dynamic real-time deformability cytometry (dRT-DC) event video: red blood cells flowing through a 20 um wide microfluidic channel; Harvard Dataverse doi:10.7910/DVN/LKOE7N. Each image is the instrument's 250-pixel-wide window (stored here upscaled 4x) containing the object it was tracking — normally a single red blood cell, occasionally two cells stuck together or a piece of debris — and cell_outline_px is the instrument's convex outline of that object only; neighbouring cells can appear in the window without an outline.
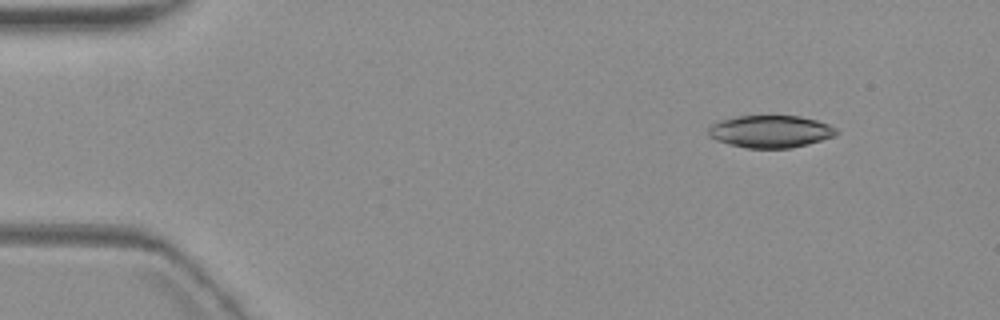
{"species": "common noctule bat (a hibernating species)", "species_latin": "Nyctalus noctula", "temperature_condition": "warm", "stored_images_in_passage": 4, "camera_frame_rate_fps": 3000, "um_per_image_px": 0.085, "animal": {"sex": "female", "body_mass_g": 19.3, "forearm_length_mm": 54.1}, "frame": {"image": 1, "passage_image": 1, "time_ms": 0.0, "image_size_px": [1000, 320], "cell_outline_px": [[840, 132], [836, 136], [808, 144], [788, 148], [748, 148], [716, 140], [708, 136], [708, 128], [716, 120], [736, 116], [800, 116], [816, 120], [828, 124], [836, 128]], "centroid_in_image_um": [65.49, 11.16], "position_along_channel_um": 19.5, "area_um2": 24.22}}
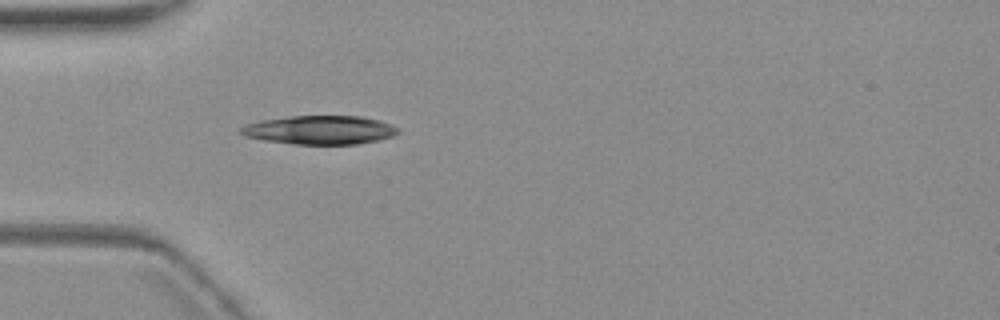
{"frame": {"image": 2, "passage_image": 4, "time_ms": 3.667, "image_size_px": [1000, 320], "cell_outline_px": [[400, 132], [392, 136], [380, 140], [356, 144], [292, 144], [264, 140], [244, 136], [240, 132], [240, 128], [248, 124], [260, 120], [292, 116], [364, 116], [380, 120], [392, 124]], "centroid_in_image_um": [27.21, 11.04], "position_along_channel_um": 57.8, "area_um2": 26.36}}